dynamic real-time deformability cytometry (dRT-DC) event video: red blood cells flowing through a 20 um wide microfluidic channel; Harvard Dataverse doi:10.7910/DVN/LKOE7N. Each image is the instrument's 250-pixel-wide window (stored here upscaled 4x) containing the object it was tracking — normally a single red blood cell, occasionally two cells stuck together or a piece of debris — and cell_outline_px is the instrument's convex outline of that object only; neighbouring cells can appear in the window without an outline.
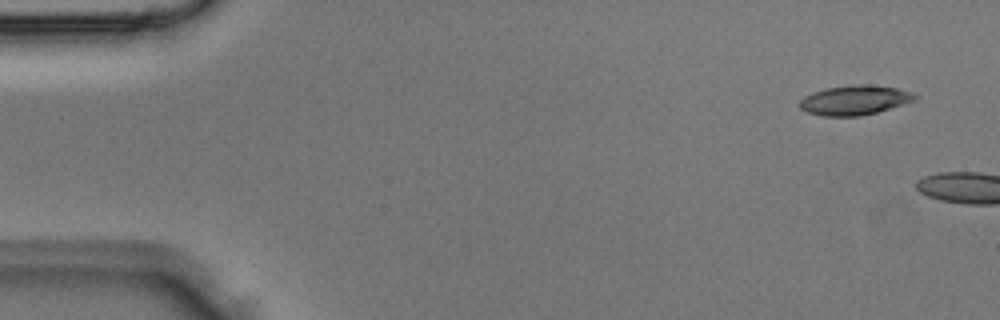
{"species": "Egyptian fruit bat (a non-hibernating species)", "species_latin": "Rousettus aegyptiacus", "temperature_condition": "room temperature", "stored_images_in_passage": 4, "camera_frame_rate_fps": 3000, "um_per_image_px": 0.085, "animal": {"sex": "male"}, "frame": {"image": 1, "passage_image": 1, "time_ms": 0.0, "image_size_px": [1000, 320], "cell_outline_px": [[916, 100], [876, 112], [860, 116], [820, 116], [808, 112], [800, 108], [800, 100], [804, 96], [812, 92], [824, 88], [856, 84], [868, 84], [896, 88], [912, 92], [916, 96]], "centroid_in_image_um": [72.61, 8.5], "position_along_channel_um": 12.4, "area_um2": 19.83}}